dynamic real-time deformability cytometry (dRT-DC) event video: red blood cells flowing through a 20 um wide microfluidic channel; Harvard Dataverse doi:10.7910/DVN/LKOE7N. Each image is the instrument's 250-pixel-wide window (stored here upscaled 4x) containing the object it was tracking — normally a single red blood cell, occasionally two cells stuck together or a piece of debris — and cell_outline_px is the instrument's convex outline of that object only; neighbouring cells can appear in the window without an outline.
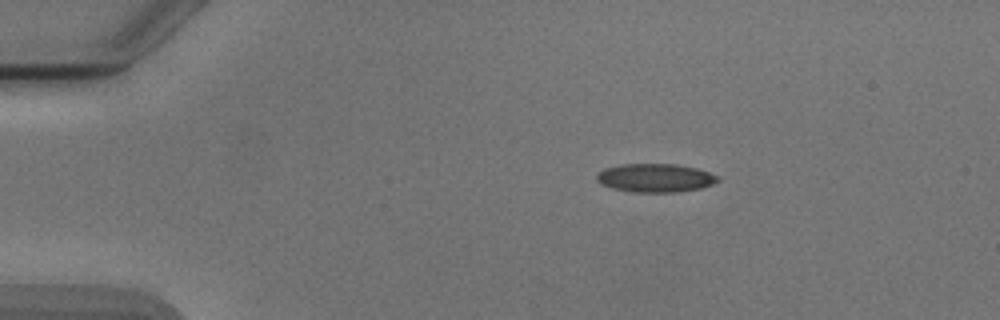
{"species": "Egyptian fruit bat (a non-hibernating species)", "species_latin": "Rousettus aegyptiacus", "temperature_condition": "cold", "stored_images_in_passage": 4, "camera_frame_rate_fps": 3000, "um_per_image_px": 0.085, "animal": {"sex": "male"}, "frame": {"image": 1, "passage_image": 1, "time_ms": 0.0, "image_size_px": [1000, 320], "cell_outline_px": [[720, 180], [712, 184], [700, 188], [676, 192], [632, 192], [612, 188], [596, 180], [596, 176], [604, 168], [620, 164], [676, 164], [696, 168], [708, 172], [716, 176]], "centroid_in_image_um": [55.68, 15.12], "position_along_channel_um": 29.3, "area_um2": 19.94}}
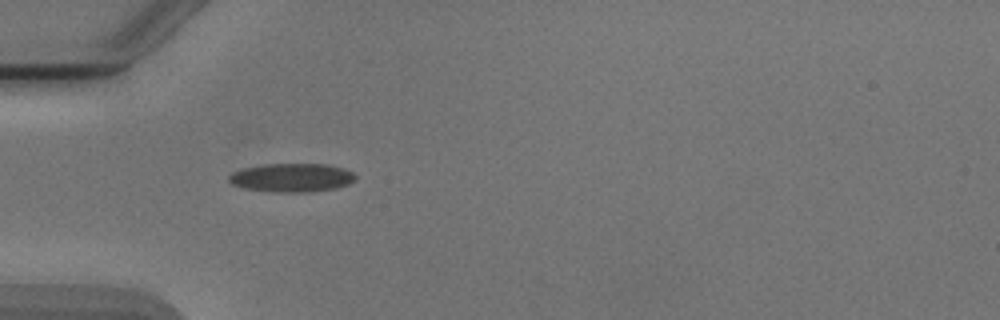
{"frame": {"image": 2, "passage_image": 3, "time_ms": 2.333, "image_size_px": [1000, 320], "cell_outline_px": [[356, 176], [348, 184], [336, 188], [308, 192], [276, 192], [244, 188], [232, 184], [228, 180], [228, 176], [232, 172], [244, 168], [264, 164], [328, 164], [344, 168], [352, 172]], "centroid_in_image_um": [24.79, 15.09], "position_along_channel_um": 60.2, "area_um2": 21.04}}
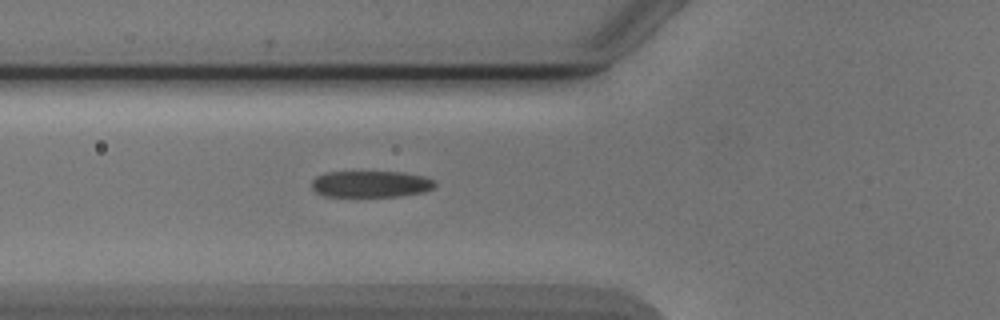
{"frame": {"image": 3, "passage_image": 4, "time_ms": 3.333, "image_size_px": [1000, 320], "cell_outline_px": [[436, 184], [432, 188], [424, 192], [400, 196], [324, 196], [316, 192], [312, 188], [312, 180], [316, 176], [324, 172], [404, 172], [424, 176], [436, 180]], "centroid_in_image_um": [31.53, 15.64], "position_along_channel_um": 94.3, "area_um2": 19.13}}